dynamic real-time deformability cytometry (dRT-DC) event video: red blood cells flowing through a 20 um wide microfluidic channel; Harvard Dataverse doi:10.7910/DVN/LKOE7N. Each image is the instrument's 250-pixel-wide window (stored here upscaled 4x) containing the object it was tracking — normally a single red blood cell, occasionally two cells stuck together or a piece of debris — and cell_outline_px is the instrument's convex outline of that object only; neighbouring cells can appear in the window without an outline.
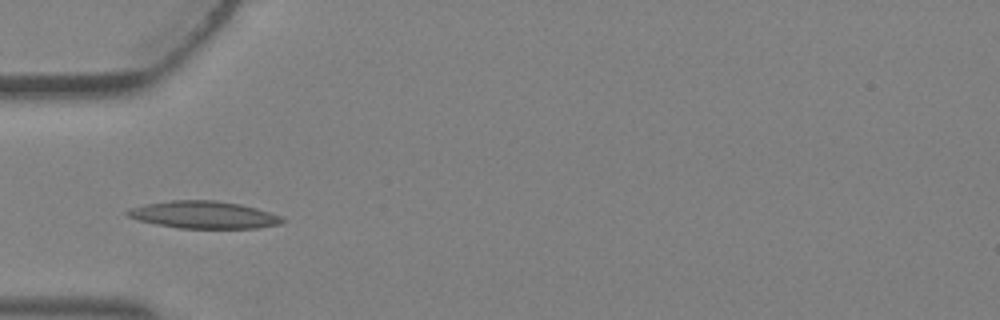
{"species": "Egyptian fruit bat (a non-hibernating species)", "species_latin": "Rousettus aegyptiacus", "temperature_condition": "warm", "stored_images_in_passage": 3, "camera_frame_rate_fps": 3000, "um_per_image_px": 0.085, "animal": {"sex": "female"}, "frame": {"image": 1, "passage_image": 3, "time_ms": 0.667, "image_size_px": [1000, 320], "cell_outline_px": [[284, 220], [280, 224], [256, 228], [180, 228], [156, 224], [140, 220], [128, 216], [124, 212], [128, 208], [144, 204], [172, 200], [216, 200], [240, 204], [256, 208], [284, 216]], "centroid_in_image_um": [17.32, 18.25], "position_along_channel_um": 67.7, "area_um2": 24.68}}